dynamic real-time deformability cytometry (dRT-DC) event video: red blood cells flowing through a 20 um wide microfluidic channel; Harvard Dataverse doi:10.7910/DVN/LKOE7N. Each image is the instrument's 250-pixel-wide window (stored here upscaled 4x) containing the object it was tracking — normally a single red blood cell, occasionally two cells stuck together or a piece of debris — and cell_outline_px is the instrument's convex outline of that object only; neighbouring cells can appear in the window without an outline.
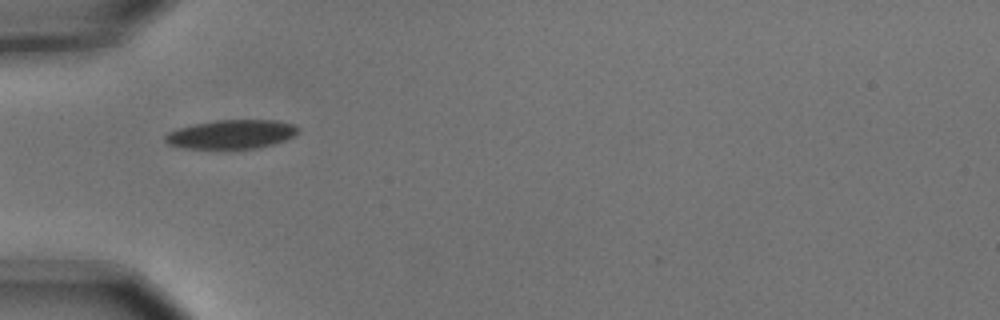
{"species": "common noctule bat (a hibernating species)", "species_latin": "Nyctalus noctula", "temperature_condition": "cold", "stored_images_in_passage": 6, "camera_frame_rate_fps": 3000, "um_per_image_px": 0.085, "animal": {"sex": "male", "body_mass_g": 15.6}, "frame": {"image": 1, "passage_image": 5, "time_ms": 1.333, "image_size_px": [1000, 320], "cell_outline_px": [[300, 128], [292, 136], [284, 140], [272, 144], [256, 148], [184, 148], [168, 144], [164, 140], [164, 136], [168, 132], [180, 128], [196, 124], [216, 120], [276, 120], [292, 124]], "centroid_in_image_um": [19.65, 11.41], "position_along_channel_um": 65.3, "area_um2": 22.02}}
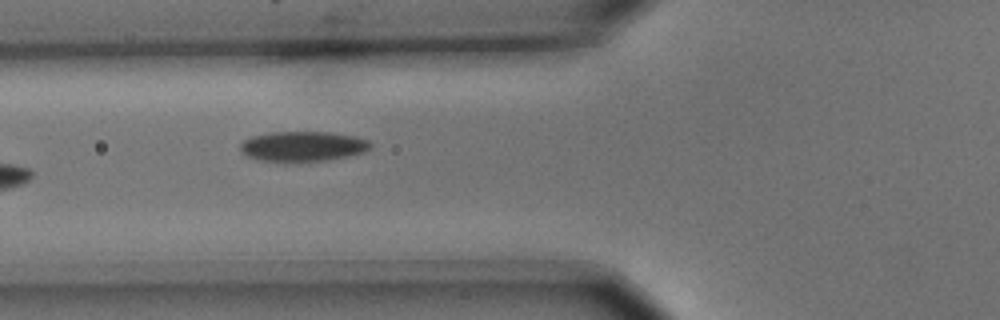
{"frame": {"image": 2, "passage_image": 6, "time_ms": 1.667, "image_size_px": [1000, 320], "cell_outline_px": [[372, 148], [364, 152], [348, 156], [328, 160], [260, 160], [248, 156], [240, 152], [240, 144], [244, 140], [252, 136], [268, 132], [328, 132], [356, 136], [368, 140], [372, 144]], "centroid_in_image_um": [25.77, 12.41], "position_along_channel_um": 100.0, "area_um2": 22.54}}